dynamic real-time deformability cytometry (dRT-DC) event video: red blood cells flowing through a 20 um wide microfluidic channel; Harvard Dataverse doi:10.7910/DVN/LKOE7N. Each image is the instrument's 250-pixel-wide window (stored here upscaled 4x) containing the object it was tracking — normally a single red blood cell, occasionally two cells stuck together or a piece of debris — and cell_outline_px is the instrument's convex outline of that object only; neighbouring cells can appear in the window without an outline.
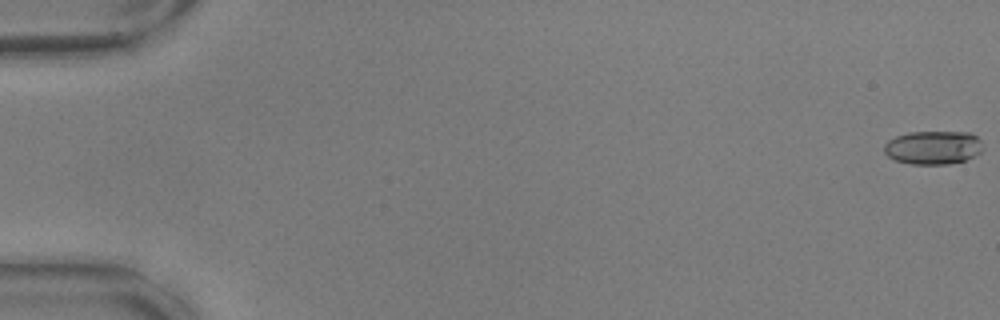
{"species": "common noctule bat (a hibernating species)", "species_latin": "Nyctalus noctula", "temperature_condition": "warm", "stored_images_in_passage": 19, "camera_frame_rate_fps": 3000, "um_per_image_px": 0.085, "animal": {"sex": "male", "body_mass_g": 17.9, "forearm_length_mm": 54.2}, "frame": {"image": 1, "passage_image": 1, "time_ms": 0.0, "image_size_px": [1000, 320], "cell_outline_px": [[980, 152], [964, 160], [948, 164], [908, 164], [896, 160], [888, 156], [884, 152], [884, 144], [888, 140], [896, 136], [908, 132], [968, 132], [976, 136], [980, 140]], "centroid_in_image_um": [79.26, 12.53], "position_along_channel_um": 5.7, "area_um2": 19.13}}
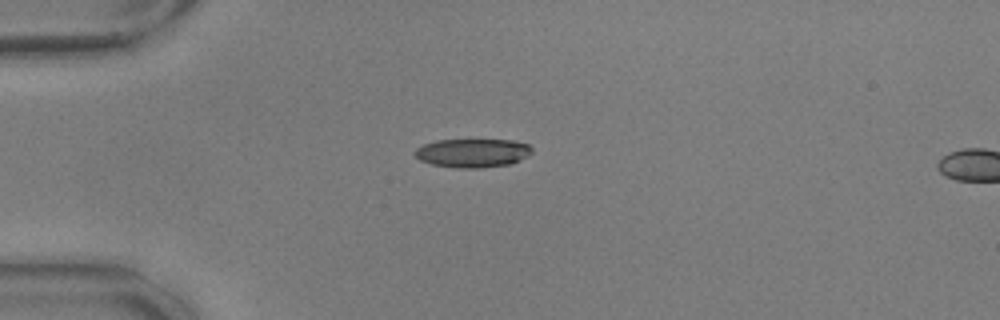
{"frame": {"image": 2, "passage_image": 16, "time_ms": 5.0, "image_size_px": [1000, 320], "cell_outline_px": [[532, 152], [528, 156], [512, 164], [480, 168], [456, 168], [432, 164], [420, 160], [412, 152], [416, 148], [424, 144], [436, 140], [512, 140], [528, 144], [532, 148]], "centroid_in_image_um": [40.17, 13.01], "position_along_channel_um": 44.8, "area_um2": 19.71}}